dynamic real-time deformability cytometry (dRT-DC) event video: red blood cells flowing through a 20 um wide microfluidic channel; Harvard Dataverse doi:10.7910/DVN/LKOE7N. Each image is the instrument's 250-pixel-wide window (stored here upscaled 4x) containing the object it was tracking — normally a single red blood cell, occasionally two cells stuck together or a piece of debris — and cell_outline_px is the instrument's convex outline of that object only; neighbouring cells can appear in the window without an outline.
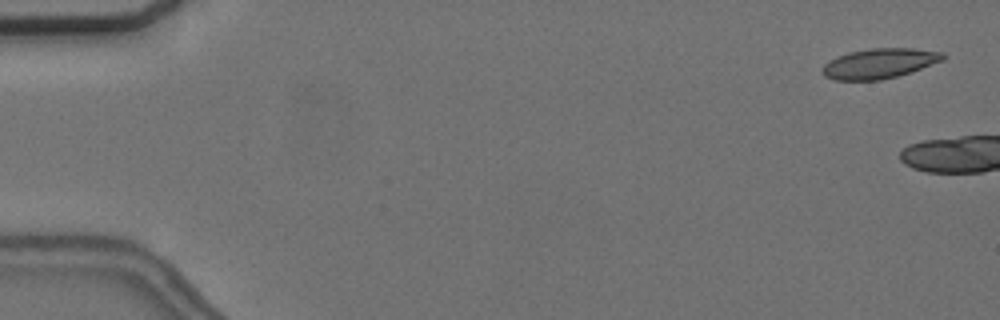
{"species": "common noctule bat (a hibernating species)", "species_latin": "Nyctalus noctula", "temperature_condition": "cold", "stored_images_in_passage": 7, "camera_frame_rate_fps": 3000, "um_per_image_px": 0.085, "animal": {"sex": "female", "body_mass_g": 24.6, "forearm_length_mm": 56.2}, "frame": {"image": 1, "passage_image": 1, "time_ms": 0.0, "image_size_px": [1000, 320], "cell_outline_px": [[944, 60], [896, 76], [880, 80], [836, 80], [824, 76], [824, 64], [836, 56], [848, 52], [872, 48], [912, 48], [944, 52]], "centroid_in_image_um": [74.74, 5.38], "position_along_channel_um": 10.3, "area_um2": 20.81}}